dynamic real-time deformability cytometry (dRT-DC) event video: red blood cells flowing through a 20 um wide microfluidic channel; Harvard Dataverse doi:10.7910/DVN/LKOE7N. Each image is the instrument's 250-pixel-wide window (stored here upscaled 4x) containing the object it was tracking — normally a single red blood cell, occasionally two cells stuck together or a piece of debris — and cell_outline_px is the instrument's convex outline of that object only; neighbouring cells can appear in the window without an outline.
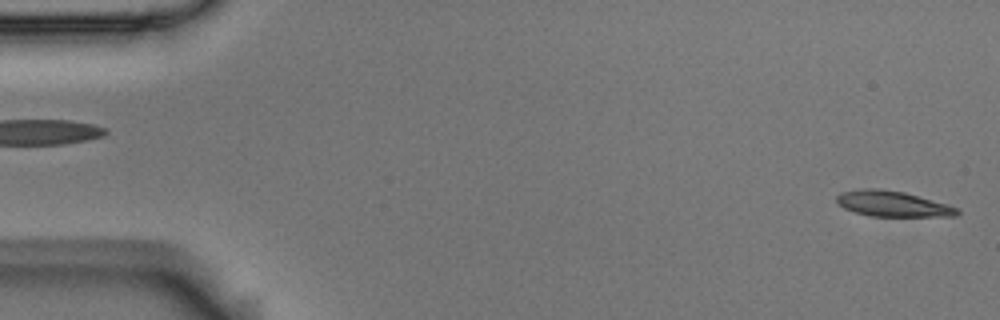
{"species": "Egyptian fruit bat (a non-hibernating species)", "species_latin": "Rousettus aegyptiacus", "temperature_condition": "room temperature", "stored_images_in_passage": 2, "camera_frame_rate_fps": 3000, "um_per_image_px": 0.085, "animal": {"sex": "male"}, "frame": {"image": 1, "passage_image": 2, "time_ms": 0.333, "image_size_px": [1000, 320], "cell_outline_px": [[960, 212], [956, 216], [872, 216], [856, 212], [844, 208], [836, 200], [836, 196], [840, 192], [860, 188], [880, 188], [904, 192], [948, 204], [960, 208]], "centroid_in_image_um": [75.89, 17.31], "position_along_channel_um": 9.1, "area_um2": 18.03}}